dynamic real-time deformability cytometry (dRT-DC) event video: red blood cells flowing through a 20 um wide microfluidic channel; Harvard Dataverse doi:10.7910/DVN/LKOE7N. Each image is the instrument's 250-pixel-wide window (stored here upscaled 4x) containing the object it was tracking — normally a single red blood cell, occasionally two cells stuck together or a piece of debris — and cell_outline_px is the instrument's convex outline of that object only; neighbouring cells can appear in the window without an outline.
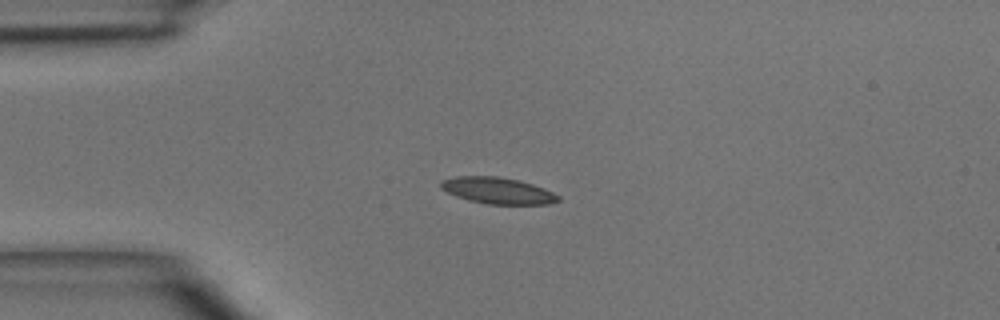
{"species": "common noctule bat (a hibernating species)", "species_latin": "Nyctalus noctula", "temperature_condition": "room temperature", "stored_images_in_passage": 4, "camera_frame_rate_fps": 3000, "um_per_image_px": 0.085, "animal": {"sex": "male", "body_mass_g": 15.6}, "frame": {"image": 1, "passage_image": 2, "time_ms": 1.333, "image_size_px": [1000, 320], "cell_outline_px": [[560, 200], [548, 204], [488, 204], [468, 200], [456, 196], [440, 188], [440, 180], [456, 176], [496, 176], [516, 180], [532, 184], [544, 188], [560, 196]], "centroid_in_image_um": [42.28, 16.2], "position_along_channel_um": 42.7, "area_um2": 17.98}}